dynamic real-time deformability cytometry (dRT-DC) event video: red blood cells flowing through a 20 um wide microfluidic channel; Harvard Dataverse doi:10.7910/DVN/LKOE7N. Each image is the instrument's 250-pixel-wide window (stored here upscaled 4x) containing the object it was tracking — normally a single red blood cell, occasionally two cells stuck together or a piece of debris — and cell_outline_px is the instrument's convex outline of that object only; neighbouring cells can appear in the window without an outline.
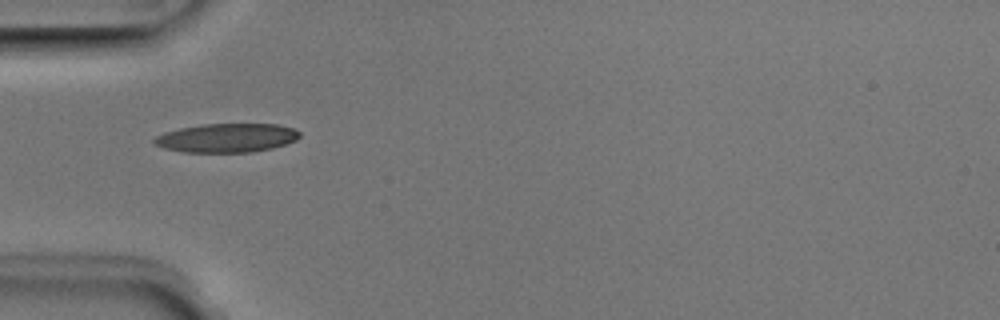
{"species": "Egyptian fruit bat (a non-hibernating species)", "species_latin": "Rousettus aegyptiacus", "temperature_condition": "room temperature", "stored_images_in_passage": 32, "camera_frame_rate_fps": 3000, "um_per_image_px": 0.085, "animal": {"sex": "male"}, "frame": {"image": 1, "passage_image": 2, "time_ms": 0.333, "image_size_px": [1000, 320], "cell_outline_px": [[300, 136], [296, 140], [272, 148], [252, 152], [184, 152], [164, 148], [156, 144], [152, 140], [156, 136], [164, 132], [180, 128], [200, 124], [276, 124], [292, 128], [300, 132]], "centroid_in_image_um": [19.26, 11.72], "position_along_channel_um": 65.7, "area_um2": 24.39}}
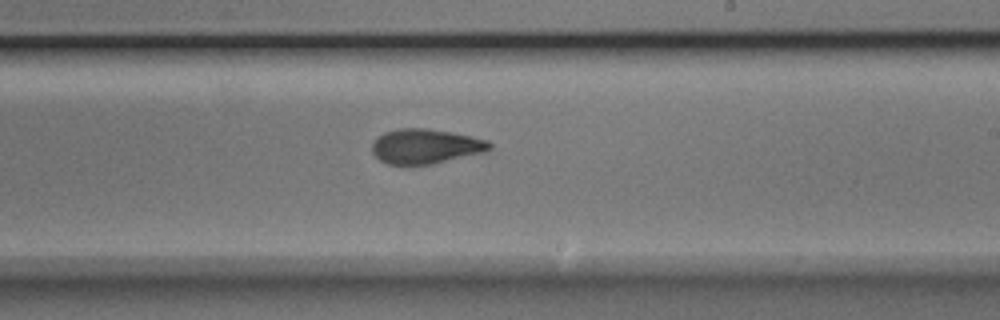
{"frame": {"image": 2, "passage_image": 16, "time_ms": 5.0, "image_size_px": [1000, 320], "cell_outline_px": [[492, 148], [488, 152], [432, 164], [388, 164], [380, 160], [372, 152], [372, 144], [376, 136], [384, 132], [400, 128], [428, 128], [452, 132], [472, 136], [488, 140], [492, 144]], "centroid_in_image_um": [36.21, 12.43], "position_along_channel_um": 252.8, "area_um2": 24.1}}
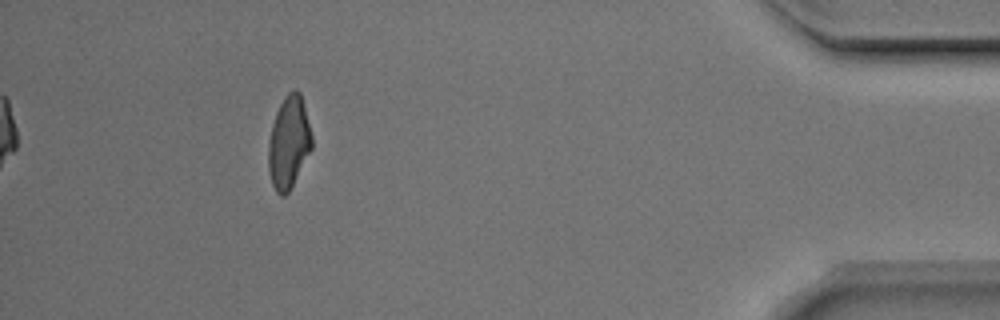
{"frame": {"image": 3, "passage_image": 32, "time_ms": 10.333, "image_size_px": [1000, 320], "cell_outline_px": [[312, 148], [288, 192], [284, 196], [280, 196], [276, 192], [272, 184], [268, 172], [268, 140], [272, 124], [276, 112], [284, 96], [288, 92], [296, 88], [300, 92], [312, 136]], "centroid_in_image_um": [24.52, 12.1], "position_along_channel_um": 410.7, "area_um2": 23.29}, "authors_computed_cell_mechanics": {"area_um2": 24.0737, "velocity_mm_per_s": 4.0194, "shape_relaxation_time_tau1_ms": 3.8606, "shape_relaxation_time_tau2_ms": 1.3726, "deformation_change_tau1": 0.1718, "deformation_change_tau2": 0.0819}}